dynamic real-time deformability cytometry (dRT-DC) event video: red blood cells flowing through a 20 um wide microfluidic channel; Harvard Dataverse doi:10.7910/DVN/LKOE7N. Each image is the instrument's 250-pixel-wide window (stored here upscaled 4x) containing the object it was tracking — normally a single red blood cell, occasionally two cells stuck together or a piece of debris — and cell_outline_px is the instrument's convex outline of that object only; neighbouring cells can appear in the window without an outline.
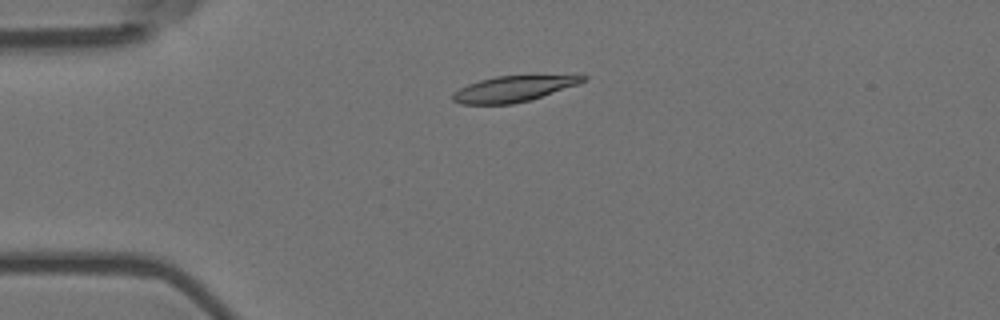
{"species": "Egyptian fruit bat (a non-hibernating species)", "species_latin": "Rousettus aegyptiacus", "temperature_condition": "room temperature", "stored_images_in_passage": 5, "camera_frame_rate_fps": 3000, "um_per_image_px": 0.085, "animal": {"sex": "female"}, "frame": {"image": 1, "passage_image": 4, "time_ms": 1.0, "image_size_px": [1000, 320], "cell_outline_px": [[588, 80], [528, 100], [512, 104], [460, 104], [452, 100], [452, 92], [468, 84], [480, 80], [496, 76], [588, 76]], "centroid_in_image_um": [43.53, 7.56], "position_along_channel_um": 41.5, "area_um2": 18.96}}